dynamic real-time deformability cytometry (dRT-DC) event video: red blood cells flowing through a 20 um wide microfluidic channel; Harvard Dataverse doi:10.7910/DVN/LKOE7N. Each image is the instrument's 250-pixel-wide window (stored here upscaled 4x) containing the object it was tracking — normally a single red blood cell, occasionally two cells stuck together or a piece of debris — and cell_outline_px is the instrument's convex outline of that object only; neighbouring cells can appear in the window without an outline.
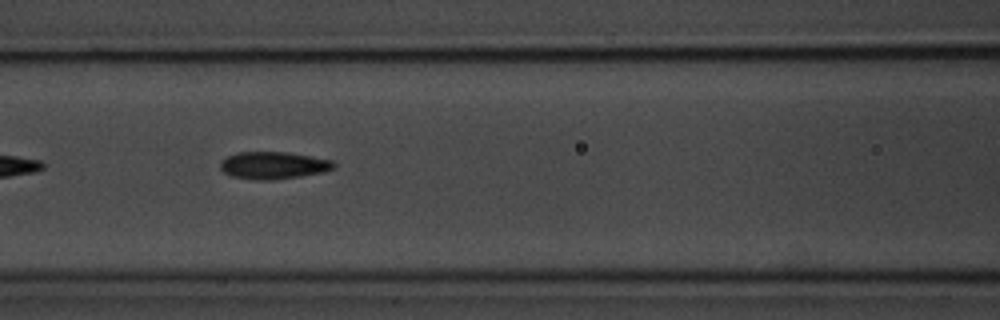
{"species": "common noctule bat (a hibernating species)", "species_latin": "Nyctalus noctula", "temperature_condition": "room temperature", "stored_images_in_passage": 21, "camera_frame_rate_fps": 3000, "um_per_image_px": 0.085, "animal": {"sex": "male", "body_mass_g": 20.1, "forearm_length_mm": 53.5}, "frame": {"image": 1, "passage_image": 7, "time_ms": 2.0, "image_size_px": [1000, 320], "cell_outline_px": [[336, 164], [332, 168], [324, 172], [300, 176], [272, 180], [260, 180], [232, 176], [224, 172], [220, 168], [220, 164], [228, 156], [236, 152], [284, 152], [332, 160]], "centroid_in_image_um": [23.23, 14.05], "position_along_channel_um": 143.4, "area_um2": 17.74}}
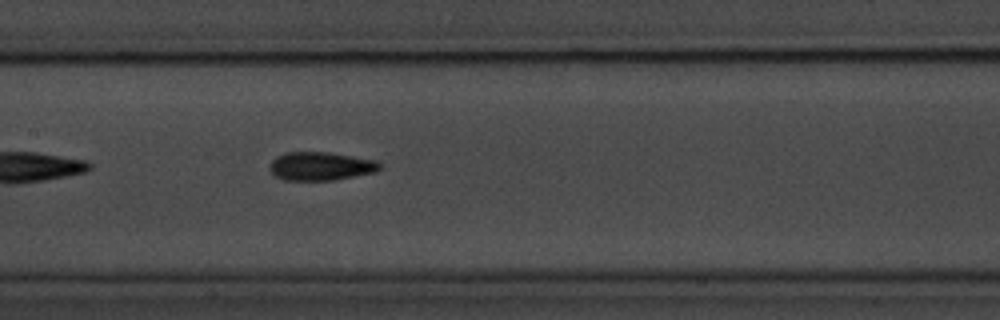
{"frame": {"image": 2, "passage_image": 10, "time_ms": 3.0, "image_size_px": [1000, 320], "cell_outline_px": [[380, 168], [376, 172], [332, 180], [284, 180], [272, 176], [268, 168], [272, 160], [276, 156], [284, 152], [328, 152], [376, 160], [380, 164]], "centroid_in_image_um": [27.19, 14.12], "position_along_channel_um": 180.2, "area_um2": 18.38}}